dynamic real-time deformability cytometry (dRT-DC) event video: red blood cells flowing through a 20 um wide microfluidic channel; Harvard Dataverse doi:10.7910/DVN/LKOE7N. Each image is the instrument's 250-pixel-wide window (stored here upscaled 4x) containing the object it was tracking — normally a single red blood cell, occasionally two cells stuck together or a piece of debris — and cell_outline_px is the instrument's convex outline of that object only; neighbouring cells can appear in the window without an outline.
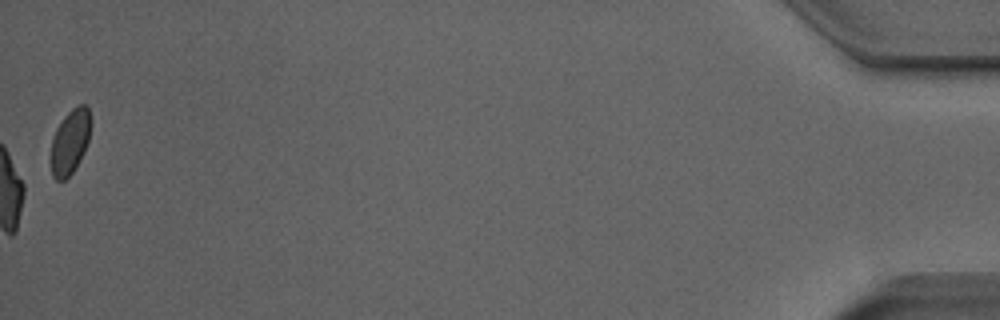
{"species": "Egyptian fruit bat (a non-hibernating species)", "species_latin": "Rousettus aegyptiacus", "temperature_condition": "room temperature", "stored_images_in_passage": 51, "camera_frame_rate_fps": 3000, "um_per_image_px": 0.085, "animal": {"sex": "male"}, "frame": {"image": 1, "passage_image": 51, "time_ms": 16.667, "image_size_px": [1000, 320], "cell_outline_px": [[92, 120], [88, 140], [72, 172], [64, 180], [56, 180], [52, 176], [52, 140], [56, 128], [64, 116], [72, 108], [80, 104], [84, 104], [88, 108]], "centroid_in_image_um": [5.96, 11.98], "position_along_channel_um": 429.2, "area_um2": 14.62}, "authors_computed_cell_mechanics": {"area_um2": 20.1144, "velocity_mm_per_s": 3.9772, "shape_relaxation_time_tau1_ms": 8.4142, "shape_relaxation_time_tau2_ms": 1.9498, "deformation_change_tau1": 0.2024, "deformation_change_tau2": 0.1047}}